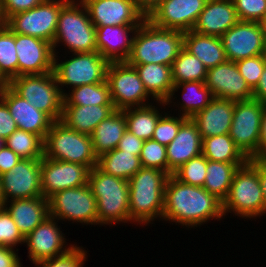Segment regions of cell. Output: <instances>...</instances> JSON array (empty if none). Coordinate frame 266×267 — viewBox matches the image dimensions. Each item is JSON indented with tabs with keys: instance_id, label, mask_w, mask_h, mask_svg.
I'll use <instances>...</instances> for the list:
<instances>
[{
	"instance_id": "6da1fadb",
	"label": "cell",
	"mask_w": 266,
	"mask_h": 267,
	"mask_svg": "<svg viewBox=\"0 0 266 267\" xmlns=\"http://www.w3.org/2000/svg\"><path fill=\"white\" fill-rule=\"evenodd\" d=\"M222 201L203 187L188 185L170 175L165 185L162 220L195 228L223 219Z\"/></svg>"
},
{
	"instance_id": "7a4b0ae2",
	"label": "cell",
	"mask_w": 266,
	"mask_h": 267,
	"mask_svg": "<svg viewBox=\"0 0 266 267\" xmlns=\"http://www.w3.org/2000/svg\"><path fill=\"white\" fill-rule=\"evenodd\" d=\"M168 177L160 169L142 167L128 180L129 222L147 226L155 218L162 219Z\"/></svg>"
},
{
	"instance_id": "3957f363",
	"label": "cell",
	"mask_w": 266,
	"mask_h": 267,
	"mask_svg": "<svg viewBox=\"0 0 266 267\" xmlns=\"http://www.w3.org/2000/svg\"><path fill=\"white\" fill-rule=\"evenodd\" d=\"M184 32L154 26L147 19L137 28L131 52L125 61L129 65L149 63L172 66L183 48Z\"/></svg>"
},
{
	"instance_id": "277c9868",
	"label": "cell",
	"mask_w": 266,
	"mask_h": 267,
	"mask_svg": "<svg viewBox=\"0 0 266 267\" xmlns=\"http://www.w3.org/2000/svg\"><path fill=\"white\" fill-rule=\"evenodd\" d=\"M88 185L97 200L98 225L129 222V184L105 174L97 166L89 171Z\"/></svg>"
},
{
	"instance_id": "5b68a950",
	"label": "cell",
	"mask_w": 266,
	"mask_h": 267,
	"mask_svg": "<svg viewBox=\"0 0 266 267\" xmlns=\"http://www.w3.org/2000/svg\"><path fill=\"white\" fill-rule=\"evenodd\" d=\"M224 217L234 213L241 218L265 214V201L258 175V160L249 159L234 173L227 197L222 202Z\"/></svg>"
},
{
	"instance_id": "8992f818",
	"label": "cell",
	"mask_w": 266,
	"mask_h": 267,
	"mask_svg": "<svg viewBox=\"0 0 266 267\" xmlns=\"http://www.w3.org/2000/svg\"><path fill=\"white\" fill-rule=\"evenodd\" d=\"M59 43L73 53L97 51L96 27L81 0H68L62 6L52 44L54 54L57 55L59 52H56V48L61 46Z\"/></svg>"
},
{
	"instance_id": "52a82bcc",
	"label": "cell",
	"mask_w": 266,
	"mask_h": 267,
	"mask_svg": "<svg viewBox=\"0 0 266 267\" xmlns=\"http://www.w3.org/2000/svg\"><path fill=\"white\" fill-rule=\"evenodd\" d=\"M44 157L87 166H97L91 135L77 132L63 122L54 121L43 141Z\"/></svg>"
},
{
	"instance_id": "ba28073f",
	"label": "cell",
	"mask_w": 266,
	"mask_h": 267,
	"mask_svg": "<svg viewBox=\"0 0 266 267\" xmlns=\"http://www.w3.org/2000/svg\"><path fill=\"white\" fill-rule=\"evenodd\" d=\"M8 85L53 121L61 119L64 98L53 72L17 76Z\"/></svg>"
},
{
	"instance_id": "9c48e42d",
	"label": "cell",
	"mask_w": 266,
	"mask_h": 267,
	"mask_svg": "<svg viewBox=\"0 0 266 267\" xmlns=\"http://www.w3.org/2000/svg\"><path fill=\"white\" fill-rule=\"evenodd\" d=\"M72 54L71 59L61 62L54 54L53 73L63 95L64 86L73 89L106 81L109 62L98 51Z\"/></svg>"
},
{
	"instance_id": "30bf717a",
	"label": "cell",
	"mask_w": 266,
	"mask_h": 267,
	"mask_svg": "<svg viewBox=\"0 0 266 267\" xmlns=\"http://www.w3.org/2000/svg\"><path fill=\"white\" fill-rule=\"evenodd\" d=\"M48 203L49 216L53 218L82 225L98 224L97 200L88 184L58 191L48 198Z\"/></svg>"
},
{
	"instance_id": "8fae6325",
	"label": "cell",
	"mask_w": 266,
	"mask_h": 267,
	"mask_svg": "<svg viewBox=\"0 0 266 267\" xmlns=\"http://www.w3.org/2000/svg\"><path fill=\"white\" fill-rule=\"evenodd\" d=\"M106 81L116 110L152 104L148 102L150 95L145 90L137 70L126 62H110Z\"/></svg>"
},
{
	"instance_id": "7c38bea8",
	"label": "cell",
	"mask_w": 266,
	"mask_h": 267,
	"mask_svg": "<svg viewBox=\"0 0 266 267\" xmlns=\"http://www.w3.org/2000/svg\"><path fill=\"white\" fill-rule=\"evenodd\" d=\"M68 0H43L38 6L11 16L5 24L14 32L53 44L62 6Z\"/></svg>"
},
{
	"instance_id": "4fadbf2b",
	"label": "cell",
	"mask_w": 266,
	"mask_h": 267,
	"mask_svg": "<svg viewBox=\"0 0 266 267\" xmlns=\"http://www.w3.org/2000/svg\"><path fill=\"white\" fill-rule=\"evenodd\" d=\"M265 105L256 99L235 101L229 136L248 159L258 149L261 117Z\"/></svg>"
},
{
	"instance_id": "5bb4252c",
	"label": "cell",
	"mask_w": 266,
	"mask_h": 267,
	"mask_svg": "<svg viewBox=\"0 0 266 267\" xmlns=\"http://www.w3.org/2000/svg\"><path fill=\"white\" fill-rule=\"evenodd\" d=\"M208 0H161L146 17L154 26L191 31Z\"/></svg>"
},
{
	"instance_id": "9a60e30c",
	"label": "cell",
	"mask_w": 266,
	"mask_h": 267,
	"mask_svg": "<svg viewBox=\"0 0 266 267\" xmlns=\"http://www.w3.org/2000/svg\"><path fill=\"white\" fill-rule=\"evenodd\" d=\"M0 179L5 202L43 196L41 159H21L11 171L0 175Z\"/></svg>"
},
{
	"instance_id": "2e32d148",
	"label": "cell",
	"mask_w": 266,
	"mask_h": 267,
	"mask_svg": "<svg viewBox=\"0 0 266 267\" xmlns=\"http://www.w3.org/2000/svg\"><path fill=\"white\" fill-rule=\"evenodd\" d=\"M88 10L95 27L140 26L145 14L137 7L135 0H81Z\"/></svg>"
},
{
	"instance_id": "e0dca14e",
	"label": "cell",
	"mask_w": 266,
	"mask_h": 267,
	"mask_svg": "<svg viewBox=\"0 0 266 267\" xmlns=\"http://www.w3.org/2000/svg\"><path fill=\"white\" fill-rule=\"evenodd\" d=\"M89 171L90 169L85 165L53 160L43 156L41 159L43 196L48 199L58 191L87 185Z\"/></svg>"
},
{
	"instance_id": "ac0fdd59",
	"label": "cell",
	"mask_w": 266,
	"mask_h": 267,
	"mask_svg": "<svg viewBox=\"0 0 266 267\" xmlns=\"http://www.w3.org/2000/svg\"><path fill=\"white\" fill-rule=\"evenodd\" d=\"M220 38L227 60L232 62L261 55L265 45L259 22L238 21Z\"/></svg>"
},
{
	"instance_id": "d6986e66",
	"label": "cell",
	"mask_w": 266,
	"mask_h": 267,
	"mask_svg": "<svg viewBox=\"0 0 266 267\" xmlns=\"http://www.w3.org/2000/svg\"><path fill=\"white\" fill-rule=\"evenodd\" d=\"M57 222L58 219L48 216L25 237L24 243L28 248V257L33 264L55 258L73 248L72 244L66 246V238L63 236L65 234L60 231Z\"/></svg>"
},
{
	"instance_id": "ffe728a7",
	"label": "cell",
	"mask_w": 266,
	"mask_h": 267,
	"mask_svg": "<svg viewBox=\"0 0 266 267\" xmlns=\"http://www.w3.org/2000/svg\"><path fill=\"white\" fill-rule=\"evenodd\" d=\"M18 76L53 72V45L45 40L15 33Z\"/></svg>"
},
{
	"instance_id": "44dd1931",
	"label": "cell",
	"mask_w": 266,
	"mask_h": 267,
	"mask_svg": "<svg viewBox=\"0 0 266 267\" xmlns=\"http://www.w3.org/2000/svg\"><path fill=\"white\" fill-rule=\"evenodd\" d=\"M206 86L216 98L232 101L253 99V91L241 76L235 62L226 61L207 69Z\"/></svg>"
},
{
	"instance_id": "7402d4cb",
	"label": "cell",
	"mask_w": 266,
	"mask_h": 267,
	"mask_svg": "<svg viewBox=\"0 0 266 267\" xmlns=\"http://www.w3.org/2000/svg\"><path fill=\"white\" fill-rule=\"evenodd\" d=\"M0 98L6 103L18 129L34 133L44 141L54 122L46 113L37 110L8 84L0 90Z\"/></svg>"
},
{
	"instance_id": "603a6c76",
	"label": "cell",
	"mask_w": 266,
	"mask_h": 267,
	"mask_svg": "<svg viewBox=\"0 0 266 267\" xmlns=\"http://www.w3.org/2000/svg\"><path fill=\"white\" fill-rule=\"evenodd\" d=\"M138 27L109 25L96 27L97 51L109 63L125 62L131 52L132 40Z\"/></svg>"
},
{
	"instance_id": "cb8c5ba5",
	"label": "cell",
	"mask_w": 266,
	"mask_h": 267,
	"mask_svg": "<svg viewBox=\"0 0 266 267\" xmlns=\"http://www.w3.org/2000/svg\"><path fill=\"white\" fill-rule=\"evenodd\" d=\"M203 139L197 125L188 118L179 128L176 137L166 146L168 175L182 164L202 154Z\"/></svg>"
},
{
	"instance_id": "d4e9b609",
	"label": "cell",
	"mask_w": 266,
	"mask_h": 267,
	"mask_svg": "<svg viewBox=\"0 0 266 267\" xmlns=\"http://www.w3.org/2000/svg\"><path fill=\"white\" fill-rule=\"evenodd\" d=\"M238 21L233 0H208L192 30L221 37Z\"/></svg>"
},
{
	"instance_id": "484cf974",
	"label": "cell",
	"mask_w": 266,
	"mask_h": 267,
	"mask_svg": "<svg viewBox=\"0 0 266 267\" xmlns=\"http://www.w3.org/2000/svg\"><path fill=\"white\" fill-rule=\"evenodd\" d=\"M235 101L214 97L210 103L191 119L203 138L229 134Z\"/></svg>"
},
{
	"instance_id": "4316f807",
	"label": "cell",
	"mask_w": 266,
	"mask_h": 267,
	"mask_svg": "<svg viewBox=\"0 0 266 267\" xmlns=\"http://www.w3.org/2000/svg\"><path fill=\"white\" fill-rule=\"evenodd\" d=\"M4 208L24 237L49 216V203L44 196L10 200L5 202Z\"/></svg>"
},
{
	"instance_id": "83f0119b",
	"label": "cell",
	"mask_w": 266,
	"mask_h": 267,
	"mask_svg": "<svg viewBox=\"0 0 266 267\" xmlns=\"http://www.w3.org/2000/svg\"><path fill=\"white\" fill-rule=\"evenodd\" d=\"M115 110L114 105H63L60 121L77 132L91 135Z\"/></svg>"
},
{
	"instance_id": "f1b7e54d",
	"label": "cell",
	"mask_w": 266,
	"mask_h": 267,
	"mask_svg": "<svg viewBox=\"0 0 266 267\" xmlns=\"http://www.w3.org/2000/svg\"><path fill=\"white\" fill-rule=\"evenodd\" d=\"M183 48L196 56L209 69L227 61L220 37L197 33L193 30L184 32Z\"/></svg>"
},
{
	"instance_id": "f546056e",
	"label": "cell",
	"mask_w": 266,
	"mask_h": 267,
	"mask_svg": "<svg viewBox=\"0 0 266 267\" xmlns=\"http://www.w3.org/2000/svg\"><path fill=\"white\" fill-rule=\"evenodd\" d=\"M131 66L137 70L151 100L156 102L168 100L174 86L171 66L156 63Z\"/></svg>"
},
{
	"instance_id": "4dcf8cb0",
	"label": "cell",
	"mask_w": 266,
	"mask_h": 267,
	"mask_svg": "<svg viewBox=\"0 0 266 267\" xmlns=\"http://www.w3.org/2000/svg\"><path fill=\"white\" fill-rule=\"evenodd\" d=\"M180 87L181 90L183 89V94L181 95L183 99L182 103L180 102L178 104V108L180 111V116L182 115L186 118L191 119L195 114L203 110L214 98L211 90L206 86L205 82L189 81L174 85L168 100L166 102L157 103H160L165 109V105H170L172 103V99L174 101L175 98L173 97L175 95V92H177Z\"/></svg>"
},
{
	"instance_id": "1f68e13d",
	"label": "cell",
	"mask_w": 266,
	"mask_h": 267,
	"mask_svg": "<svg viewBox=\"0 0 266 267\" xmlns=\"http://www.w3.org/2000/svg\"><path fill=\"white\" fill-rule=\"evenodd\" d=\"M126 130L124 111L115 110L109 117L103 119L91 134L95 154L99 157L117 148Z\"/></svg>"
},
{
	"instance_id": "d6a6232c",
	"label": "cell",
	"mask_w": 266,
	"mask_h": 267,
	"mask_svg": "<svg viewBox=\"0 0 266 267\" xmlns=\"http://www.w3.org/2000/svg\"><path fill=\"white\" fill-rule=\"evenodd\" d=\"M97 167L105 174L129 180L142 166L140 157L118 148L98 157Z\"/></svg>"
},
{
	"instance_id": "836d02e7",
	"label": "cell",
	"mask_w": 266,
	"mask_h": 267,
	"mask_svg": "<svg viewBox=\"0 0 266 267\" xmlns=\"http://www.w3.org/2000/svg\"><path fill=\"white\" fill-rule=\"evenodd\" d=\"M244 164L207 160V173L203 188L223 202L229 193L234 173Z\"/></svg>"
},
{
	"instance_id": "e575fe53",
	"label": "cell",
	"mask_w": 266,
	"mask_h": 267,
	"mask_svg": "<svg viewBox=\"0 0 266 267\" xmlns=\"http://www.w3.org/2000/svg\"><path fill=\"white\" fill-rule=\"evenodd\" d=\"M155 107L152 103L142 107L123 109L127 130L144 141L152 139L156 124L163 113Z\"/></svg>"
},
{
	"instance_id": "d590c367",
	"label": "cell",
	"mask_w": 266,
	"mask_h": 267,
	"mask_svg": "<svg viewBox=\"0 0 266 267\" xmlns=\"http://www.w3.org/2000/svg\"><path fill=\"white\" fill-rule=\"evenodd\" d=\"M202 154L210 161L246 163L249 160L235 145L229 134L203 138Z\"/></svg>"
},
{
	"instance_id": "8d00e7d4",
	"label": "cell",
	"mask_w": 266,
	"mask_h": 267,
	"mask_svg": "<svg viewBox=\"0 0 266 267\" xmlns=\"http://www.w3.org/2000/svg\"><path fill=\"white\" fill-rule=\"evenodd\" d=\"M70 91L63 95V105H113L107 81L82 85Z\"/></svg>"
},
{
	"instance_id": "74e56055",
	"label": "cell",
	"mask_w": 266,
	"mask_h": 267,
	"mask_svg": "<svg viewBox=\"0 0 266 267\" xmlns=\"http://www.w3.org/2000/svg\"><path fill=\"white\" fill-rule=\"evenodd\" d=\"M171 67L174 85L189 81H206L207 68L184 48L180 50Z\"/></svg>"
},
{
	"instance_id": "f35d334b",
	"label": "cell",
	"mask_w": 266,
	"mask_h": 267,
	"mask_svg": "<svg viewBox=\"0 0 266 267\" xmlns=\"http://www.w3.org/2000/svg\"><path fill=\"white\" fill-rule=\"evenodd\" d=\"M0 76L7 83L18 76L15 33L5 23L0 24Z\"/></svg>"
},
{
	"instance_id": "ab89813d",
	"label": "cell",
	"mask_w": 266,
	"mask_h": 267,
	"mask_svg": "<svg viewBox=\"0 0 266 267\" xmlns=\"http://www.w3.org/2000/svg\"><path fill=\"white\" fill-rule=\"evenodd\" d=\"M5 145L22 159H42L44 156L43 140L36 134L16 129L5 139Z\"/></svg>"
},
{
	"instance_id": "60d3db41",
	"label": "cell",
	"mask_w": 266,
	"mask_h": 267,
	"mask_svg": "<svg viewBox=\"0 0 266 267\" xmlns=\"http://www.w3.org/2000/svg\"><path fill=\"white\" fill-rule=\"evenodd\" d=\"M207 159L203 154L190 159L173 172V176L182 183L203 187L205 183Z\"/></svg>"
},
{
	"instance_id": "b9f144b4",
	"label": "cell",
	"mask_w": 266,
	"mask_h": 267,
	"mask_svg": "<svg viewBox=\"0 0 266 267\" xmlns=\"http://www.w3.org/2000/svg\"><path fill=\"white\" fill-rule=\"evenodd\" d=\"M139 157L142 167L160 169L168 174L166 146L152 139L146 140Z\"/></svg>"
},
{
	"instance_id": "7bdbcfd3",
	"label": "cell",
	"mask_w": 266,
	"mask_h": 267,
	"mask_svg": "<svg viewBox=\"0 0 266 267\" xmlns=\"http://www.w3.org/2000/svg\"><path fill=\"white\" fill-rule=\"evenodd\" d=\"M165 114V115H164ZM158 120L154 129L152 140L167 146L176 137L180 126L188 119L184 116L174 117L165 113Z\"/></svg>"
},
{
	"instance_id": "ee69618b",
	"label": "cell",
	"mask_w": 266,
	"mask_h": 267,
	"mask_svg": "<svg viewBox=\"0 0 266 267\" xmlns=\"http://www.w3.org/2000/svg\"><path fill=\"white\" fill-rule=\"evenodd\" d=\"M87 251L74 244L68 252L56 256L55 258L45 259L35 264L36 267H83L87 261Z\"/></svg>"
},
{
	"instance_id": "f6af8a7d",
	"label": "cell",
	"mask_w": 266,
	"mask_h": 267,
	"mask_svg": "<svg viewBox=\"0 0 266 267\" xmlns=\"http://www.w3.org/2000/svg\"><path fill=\"white\" fill-rule=\"evenodd\" d=\"M25 237L22 235L11 215L3 207L0 208V247L16 248L23 244Z\"/></svg>"
},
{
	"instance_id": "bcb514c9",
	"label": "cell",
	"mask_w": 266,
	"mask_h": 267,
	"mask_svg": "<svg viewBox=\"0 0 266 267\" xmlns=\"http://www.w3.org/2000/svg\"><path fill=\"white\" fill-rule=\"evenodd\" d=\"M241 76L253 91L259 83L260 77L265 68L262 55L248 57L235 62Z\"/></svg>"
},
{
	"instance_id": "7dc6e473",
	"label": "cell",
	"mask_w": 266,
	"mask_h": 267,
	"mask_svg": "<svg viewBox=\"0 0 266 267\" xmlns=\"http://www.w3.org/2000/svg\"><path fill=\"white\" fill-rule=\"evenodd\" d=\"M239 21L259 22L266 15V0H233Z\"/></svg>"
},
{
	"instance_id": "c3c4849f",
	"label": "cell",
	"mask_w": 266,
	"mask_h": 267,
	"mask_svg": "<svg viewBox=\"0 0 266 267\" xmlns=\"http://www.w3.org/2000/svg\"><path fill=\"white\" fill-rule=\"evenodd\" d=\"M43 0H0V19L5 23L11 16L38 6Z\"/></svg>"
},
{
	"instance_id": "681fc988",
	"label": "cell",
	"mask_w": 266,
	"mask_h": 267,
	"mask_svg": "<svg viewBox=\"0 0 266 267\" xmlns=\"http://www.w3.org/2000/svg\"><path fill=\"white\" fill-rule=\"evenodd\" d=\"M17 129L6 103L0 98V137L4 140Z\"/></svg>"
},
{
	"instance_id": "f907efd6",
	"label": "cell",
	"mask_w": 266,
	"mask_h": 267,
	"mask_svg": "<svg viewBox=\"0 0 266 267\" xmlns=\"http://www.w3.org/2000/svg\"><path fill=\"white\" fill-rule=\"evenodd\" d=\"M143 144L144 140L126 130L123 137L120 139L117 148L128 153H133L136 156H140Z\"/></svg>"
},
{
	"instance_id": "816d5d0a",
	"label": "cell",
	"mask_w": 266,
	"mask_h": 267,
	"mask_svg": "<svg viewBox=\"0 0 266 267\" xmlns=\"http://www.w3.org/2000/svg\"><path fill=\"white\" fill-rule=\"evenodd\" d=\"M12 149L6 145L0 150V175L11 171V169L21 160Z\"/></svg>"
},
{
	"instance_id": "f5cc1de1",
	"label": "cell",
	"mask_w": 266,
	"mask_h": 267,
	"mask_svg": "<svg viewBox=\"0 0 266 267\" xmlns=\"http://www.w3.org/2000/svg\"><path fill=\"white\" fill-rule=\"evenodd\" d=\"M17 251L6 246L0 247V267H23Z\"/></svg>"
},
{
	"instance_id": "db71d44e",
	"label": "cell",
	"mask_w": 266,
	"mask_h": 267,
	"mask_svg": "<svg viewBox=\"0 0 266 267\" xmlns=\"http://www.w3.org/2000/svg\"><path fill=\"white\" fill-rule=\"evenodd\" d=\"M250 159L266 160V105L261 117L258 149Z\"/></svg>"
},
{
	"instance_id": "11a10c76",
	"label": "cell",
	"mask_w": 266,
	"mask_h": 267,
	"mask_svg": "<svg viewBox=\"0 0 266 267\" xmlns=\"http://www.w3.org/2000/svg\"><path fill=\"white\" fill-rule=\"evenodd\" d=\"M253 99L259 100L266 104V66L260 77L258 85L253 90Z\"/></svg>"
},
{
	"instance_id": "9f6ffc18",
	"label": "cell",
	"mask_w": 266,
	"mask_h": 267,
	"mask_svg": "<svg viewBox=\"0 0 266 267\" xmlns=\"http://www.w3.org/2000/svg\"><path fill=\"white\" fill-rule=\"evenodd\" d=\"M258 175L260 186L264 196L266 215V160H258Z\"/></svg>"
},
{
	"instance_id": "6f0895ef",
	"label": "cell",
	"mask_w": 266,
	"mask_h": 267,
	"mask_svg": "<svg viewBox=\"0 0 266 267\" xmlns=\"http://www.w3.org/2000/svg\"><path fill=\"white\" fill-rule=\"evenodd\" d=\"M137 7L147 17L152 10L161 2V0H135Z\"/></svg>"
},
{
	"instance_id": "680465c9",
	"label": "cell",
	"mask_w": 266,
	"mask_h": 267,
	"mask_svg": "<svg viewBox=\"0 0 266 267\" xmlns=\"http://www.w3.org/2000/svg\"><path fill=\"white\" fill-rule=\"evenodd\" d=\"M266 42V15L259 21Z\"/></svg>"
},
{
	"instance_id": "91938a15",
	"label": "cell",
	"mask_w": 266,
	"mask_h": 267,
	"mask_svg": "<svg viewBox=\"0 0 266 267\" xmlns=\"http://www.w3.org/2000/svg\"><path fill=\"white\" fill-rule=\"evenodd\" d=\"M5 205V196L2 191V186H1V179H0V208H3Z\"/></svg>"
},
{
	"instance_id": "94428289",
	"label": "cell",
	"mask_w": 266,
	"mask_h": 267,
	"mask_svg": "<svg viewBox=\"0 0 266 267\" xmlns=\"http://www.w3.org/2000/svg\"><path fill=\"white\" fill-rule=\"evenodd\" d=\"M262 57H263V61H264V64L266 66V42H265V45H264V48L262 50Z\"/></svg>"
},
{
	"instance_id": "6125c7cd",
	"label": "cell",
	"mask_w": 266,
	"mask_h": 267,
	"mask_svg": "<svg viewBox=\"0 0 266 267\" xmlns=\"http://www.w3.org/2000/svg\"><path fill=\"white\" fill-rule=\"evenodd\" d=\"M8 83L0 76V90L4 88Z\"/></svg>"
},
{
	"instance_id": "be15d7a7",
	"label": "cell",
	"mask_w": 266,
	"mask_h": 267,
	"mask_svg": "<svg viewBox=\"0 0 266 267\" xmlns=\"http://www.w3.org/2000/svg\"><path fill=\"white\" fill-rule=\"evenodd\" d=\"M5 146V140L0 137V150Z\"/></svg>"
}]
</instances>
